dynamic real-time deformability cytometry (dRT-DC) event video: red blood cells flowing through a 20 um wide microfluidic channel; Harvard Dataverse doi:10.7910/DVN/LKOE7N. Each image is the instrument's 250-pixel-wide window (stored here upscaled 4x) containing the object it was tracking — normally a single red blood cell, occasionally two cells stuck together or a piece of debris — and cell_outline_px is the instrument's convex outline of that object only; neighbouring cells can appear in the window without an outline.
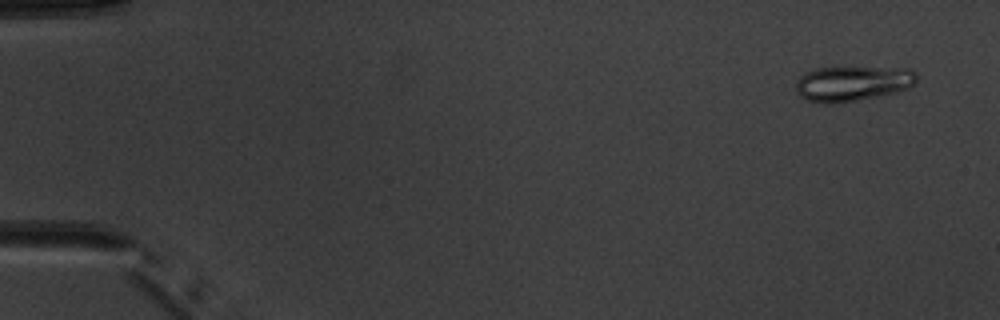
{"species": "common noctule bat (a hibernating species)", "species_latin": "Nyctalus noctula", "temperature_condition": "warm", "stored_images_in_passage": 4, "camera_frame_rate_fps": 3000, "um_per_image_px": 0.085, "animal": {"sex": "male", "body_mass_g": 20.1, "forearm_length_mm": 53.5}, "frame": {"image": 1, "passage_image": 1, "time_ms": 0.0, "image_size_px": [1000, 320], "cell_outline_px": [[916, 80], [908, 88], [896, 92], [880, 96], [832, 104], [828, 104], [808, 100], [800, 96], [796, 92], [796, 80], [804, 72], [816, 68], [912, 68], [916, 72]], "centroid_in_image_um": [72.44, 7.1], "position_along_channel_um": 12.6, "area_um2": 24.68}}